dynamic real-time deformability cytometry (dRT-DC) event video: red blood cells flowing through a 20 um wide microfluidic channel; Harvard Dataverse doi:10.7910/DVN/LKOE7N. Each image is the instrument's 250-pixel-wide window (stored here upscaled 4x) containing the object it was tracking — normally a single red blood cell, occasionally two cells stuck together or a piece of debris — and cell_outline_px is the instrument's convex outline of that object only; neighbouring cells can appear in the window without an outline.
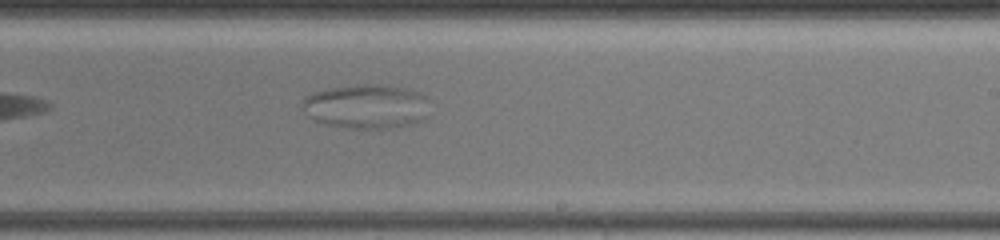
{"species": "common noctule bat (a hibernating species)", "species_latin": "Nyctalus noctula", "temperature_condition": "warm", "stored_images_in_passage": 24, "camera_frame_rate_fps": 3000, "um_per_image_px": 0.085, "animal": {"sex": "female", "body_mass_g": 19.5, "forearm_length_mm": 54.1}, "frame": {"image": 1, "passage_image": 17, "time_ms": 10.333, "image_size_px": [1000, 240], "cell_outline_px": [[432, 116], [424, 120], [412, 124], [388, 128], [344, 128], [324, 124], [308, 116], [304, 108], [304, 96], [328, 88], [364, 84], [380, 84], [408, 88], [420, 92], [428, 96]], "centroid_in_image_um": [31.27, 9.05], "position_along_channel_um": 257.7, "area_um2": 33.52}}